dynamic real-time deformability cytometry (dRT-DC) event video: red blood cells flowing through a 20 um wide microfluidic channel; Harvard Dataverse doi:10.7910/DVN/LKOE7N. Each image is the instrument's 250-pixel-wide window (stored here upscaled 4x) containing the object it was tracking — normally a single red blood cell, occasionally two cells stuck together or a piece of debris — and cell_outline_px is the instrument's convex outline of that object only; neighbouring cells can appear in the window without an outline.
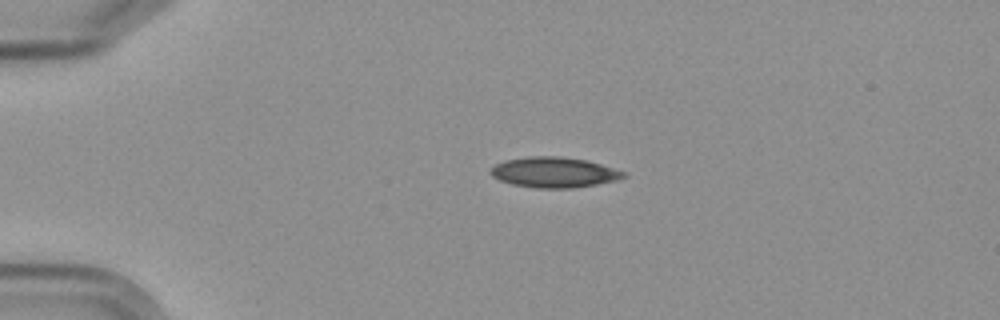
{"species": "Egyptian fruit bat (a non-hibernating species)", "species_latin": "Rousettus aegyptiacus", "temperature_condition": "cold", "stored_images_in_passage": 3, "camera_frame_rate_fps": 3000, "um_per_image_px": 0.085, "frame": {"image": 1, "passage_image": 1, "time_ms": 0.0, "image_size_px": [1000, 320], "cell_outline_px": [[628, 176], [616, 180], [596, 184], [572, 188], [536, 188], [512, 184], [500, 180], [492, 176], [488, 172], [496, 164], [504, 160], [532, 156], [560, 156], [588, 160], [628, 172]], "centroid_in_image_um": [47.13, 14.64], "position_along_channel_um": 37.9, "area_um2": 23.7}}
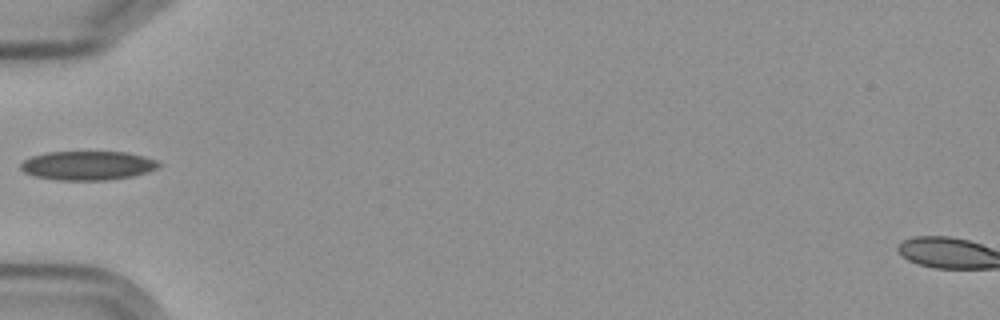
{"frame": {"image": 2, "passage_image": 3, "time_ms": 2.333, "image_size_px": [1000, 320], "cell_outline_px": [[160, 164], [156, 168], [132, 176], [108, 180], [60, 180], [36, 176], [24, 172], [20, 168], [20, 164], [24, 160], [32, 156], [48, 152], [128, 152], [144, 156], [156, 160]], "centroid_in_image_um": [7.43, 14.06], "position_along_channel_um": 77.6, "area_um2": 23.12}}